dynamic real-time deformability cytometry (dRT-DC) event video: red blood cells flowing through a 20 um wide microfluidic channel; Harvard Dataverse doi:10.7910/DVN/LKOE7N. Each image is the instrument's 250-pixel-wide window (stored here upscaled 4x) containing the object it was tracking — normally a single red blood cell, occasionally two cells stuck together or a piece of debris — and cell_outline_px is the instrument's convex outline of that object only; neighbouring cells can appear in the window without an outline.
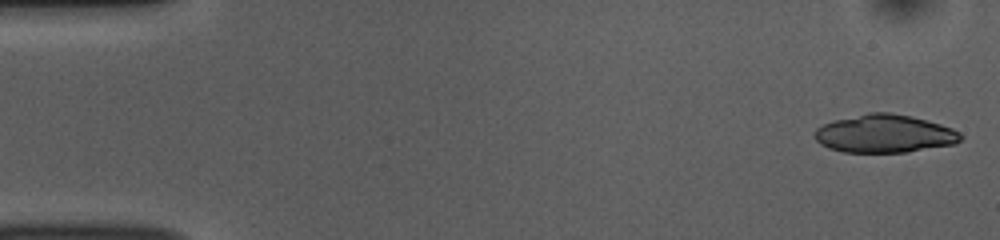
{"species": "common noctule bat (a hibernating species)", "species_latin": "Nyctalus noctula", "temperature_condition": "room temperature", "stored_images_in_passage": 51, "camera_frame_rate_fps": 3000, "um_per_image_px": 0.085, "animal": {"sex": "female", "body_mass_g": 10.0, "forearm_length_mm": 53.1}, "frame": {"image": 1, "passage_image": 1, "time_ms": 0.0, "image_size_px": [1000, 240], "cell_outline_px": [[964, 136], [956, 144], [908, 152], [844, 152], [828, 148], [820, 144], [816, 140], [812, 132], [816, 128], [832, 120], [868, 112], [892, 112], [912, 116], [928, 120], [952, 128], [960, 132]], "centroid_in_image_um": [75.18, 11.36], "position_along_channel_um": 9.8, "area_um2": 32.83}}